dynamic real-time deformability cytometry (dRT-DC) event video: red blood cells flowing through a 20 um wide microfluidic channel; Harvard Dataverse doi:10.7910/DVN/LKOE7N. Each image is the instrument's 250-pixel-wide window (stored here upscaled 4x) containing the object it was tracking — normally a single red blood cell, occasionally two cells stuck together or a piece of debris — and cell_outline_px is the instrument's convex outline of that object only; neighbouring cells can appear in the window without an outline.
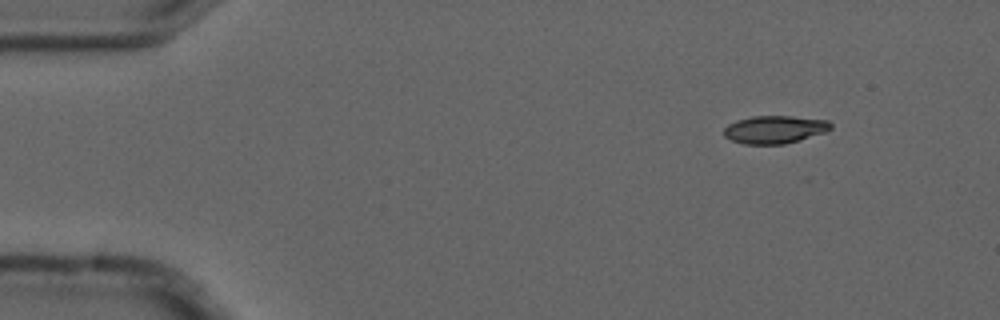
{"species": "common noctule bat (a hibernating species)", "species_latin": "Nyctalus noctula", "temperature_condition": "cold", "stored_images_in_passage": 2, "camera_frame_rate_fps": 3000, "um_per_image_px": 0.085, "animal": {"sex": "male", "forearm_length_mm": 52.5}, "frame": {"image": 1, "passage_image": 2, "time_ms": 0.333, "image_size_px": [1000, 320], "cell_outline_px": [[832, 128], [828, 132], [800, 140], [784, 144], [744, 144], [732, 140], [724, 136], [724, 128], [728, 124], [736, 120], [752, 116], [792, 116], [828, 120], [832, 124]], "centroid_in_image_um": [65.88, 11.0], "position_along_channel_um": 19.1, "area_um2": 17.51}}